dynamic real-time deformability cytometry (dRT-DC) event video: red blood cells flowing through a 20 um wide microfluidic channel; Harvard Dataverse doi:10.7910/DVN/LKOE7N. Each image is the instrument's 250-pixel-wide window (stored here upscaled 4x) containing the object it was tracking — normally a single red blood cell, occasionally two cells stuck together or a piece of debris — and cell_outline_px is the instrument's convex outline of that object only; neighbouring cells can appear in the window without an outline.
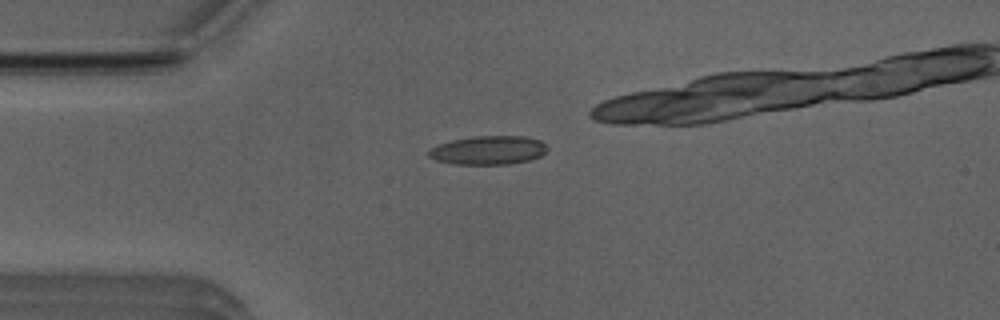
{"species": "Egyptian fruit bat (a non-hibernating species)", "species_latin": "Rousettus aegyptiacus", "temperature_condition": "room temperature", "stored_images_in_passage": 29, "camera_frame_rate_fps": 3000, "um_per_image_px": 0.085, "animal": {"sex": "male"}, "frame": {"image": 1, "passage_image": 1, "time_ms": 0.0, "image_size_px": [1000, 320], "cell_outline_px": [[548, 148], [540, 156], [528, 160], [508, 164], [456, 164], [436, 160], [428, 156], [428, 148], [436, 144], [452, 140], [476, 136], [524, 136], [540, 140]], "centroid_in_image_um": [41.46, 12.76], "position_along_channel_um": 43.5, "area_um2": 19.83}}
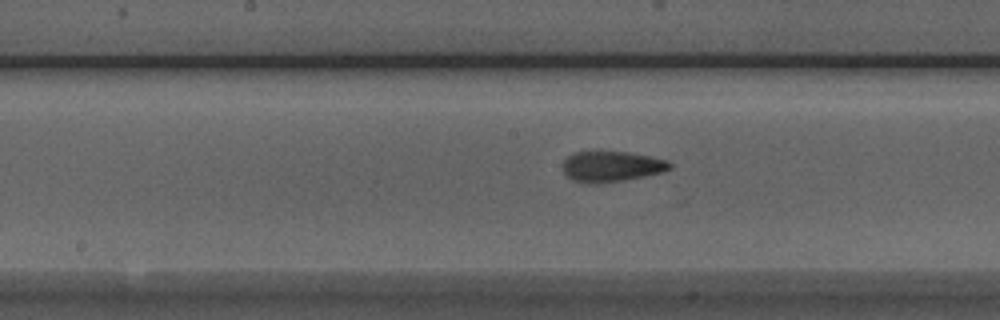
{"frame": {"image": 2, "passage_image": 14, "time_ms": 4.333, "image_size_px": [1000, 320], "cell_outline_px": [[672, 168], [660, 172], [644, 176], [624, 180], [588, 184], [572, 180], [564, 172], [564, 160], [572, 152], [628, 152], [668, 160], [672, 164]], "centroid_in_image_um": [51.98, 14.15], "position_along_channel_um": 196.2, "area_um2": 18.84}}
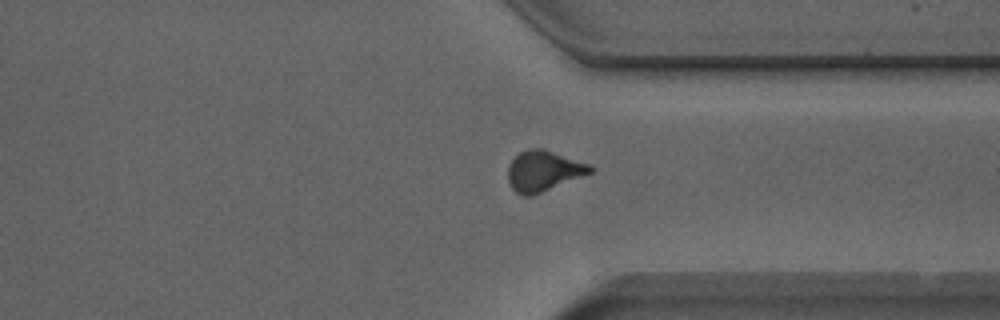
{"frame": {"image": 3, "passage_image": 27, "time_ms": 8.667, "image_size_px": [1000, 320], "cell_outline_px": [[596, 168], [592, 172], [532, 196], [524, 196], [516, 192], [508, 184], [508, 168], [512, 160], [520, 152], [528, 148], [544, 148], [588, 164]], "centroid_in_image_um": [46.18, 14.53], "position_along_channel_um": 365.2, "area_um2": 19.36}}